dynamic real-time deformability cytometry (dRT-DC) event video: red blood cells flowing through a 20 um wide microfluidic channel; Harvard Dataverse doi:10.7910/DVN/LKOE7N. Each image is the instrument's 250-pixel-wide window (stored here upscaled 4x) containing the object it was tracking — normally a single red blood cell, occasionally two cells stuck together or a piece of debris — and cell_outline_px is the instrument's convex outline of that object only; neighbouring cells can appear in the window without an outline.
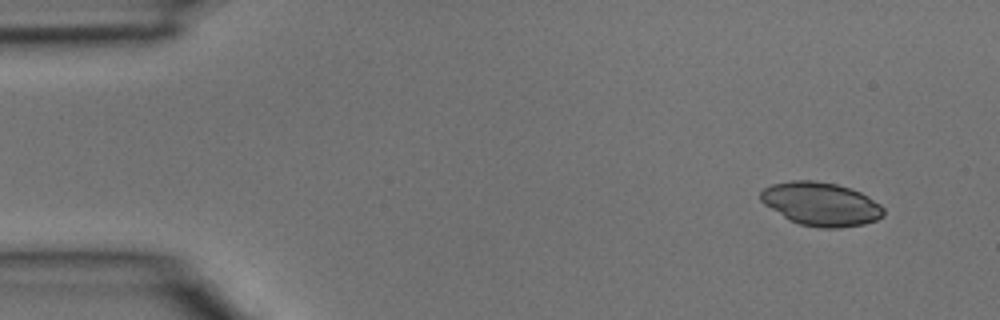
{"species": "common noctule bat (a hibernating species)", "species_latin": "Nyctalus noctula", "temperature_condition": "room temperature", "stored_images_in_passage": 4, "camera_frame_rate_fps": 3000, "um_per_image_px": 0.085, "animal": {"sex": "male", "body_mass_g": 15.6}, "frame": {"image": 1, "passage_image": 1, "time_ms": 0.0, "image_size_px": [1000, 320], "cell_outline_px": [[884, 216], [876, 220], [864, 224], [840, 228], [820, 228], [800, 224], [788, 220], [764, 204], [760, 200], [760, 192], [764, 188], [772, 184], [792, 180], [812, 180], [836, 184], [860, 192], [868, 196], [880, 204], [884, 208]], "centroid_in_image_um": [69.77, 17.35], "position_along_channel_um": 15.2, "area_um2": 31.27}}